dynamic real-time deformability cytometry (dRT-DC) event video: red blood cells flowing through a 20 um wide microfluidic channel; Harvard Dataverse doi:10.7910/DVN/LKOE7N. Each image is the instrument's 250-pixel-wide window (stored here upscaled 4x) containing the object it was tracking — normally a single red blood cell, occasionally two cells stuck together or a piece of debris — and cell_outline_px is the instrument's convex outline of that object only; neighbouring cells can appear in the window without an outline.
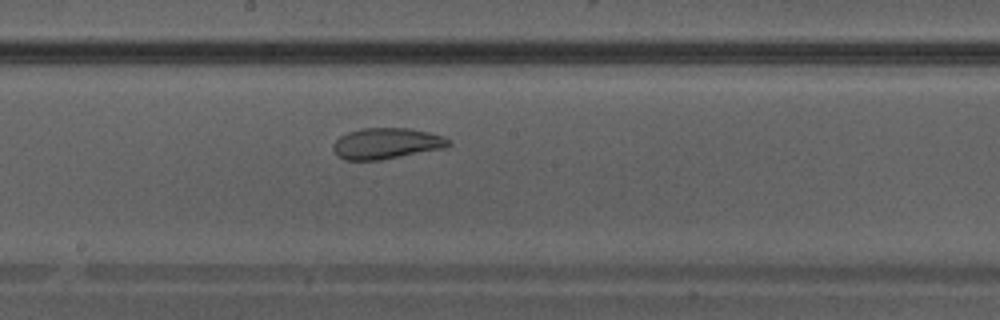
{"species": "Egyptian fruit bat (a non-hibernating species)", "species_latin": "Rousettus aegyptiacus", "temperature_condition": "warm", "stored_images_in_passage": 26, "camera_frame_rate_fps": 3000, "um_per_image_px": 0.085, "animal": {"sex": "male"}, "frame": {"image": 1, "passage_image": 8, "time_ms": 2.333, "image_size_px": [1000, 320], "cell_outline_px": [[452, 144], [448, 148], [380, 160], [344, 160], [336, 156], [332, 148], [332, 144], [340, 136], [348, 132], [360, 128], [408, 128], [428, 132], [444, 136]], "centroid_in_image_um": [32.85, 12.2], "position_along_channel_um": 215.4, "area_um2": 21.15}}